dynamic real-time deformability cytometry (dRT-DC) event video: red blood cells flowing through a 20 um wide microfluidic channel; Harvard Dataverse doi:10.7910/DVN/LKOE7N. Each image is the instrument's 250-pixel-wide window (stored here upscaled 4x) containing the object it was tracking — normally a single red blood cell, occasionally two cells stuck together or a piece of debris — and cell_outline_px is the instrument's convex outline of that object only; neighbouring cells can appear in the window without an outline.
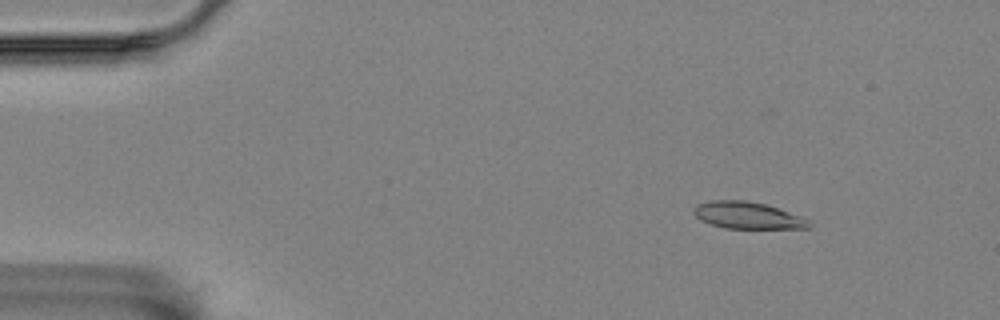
{"species": "Egyptian fruit bat (a non-hibernating species)", "species_latin": "Rousettus aegyptiacus", "temperature_condition": "room temperature", "stored_images_in_passage": 11, "segment_of_instrument_passage": [1, 2], "camera_frame_rate_fps": 3000, "um_per_image_px": 0.085, "animal": {"sex": "female"}, "frame": {"image": 1, "passage_image": 7, "time_ms": 2.0, "image_size_px": [1000, 320], "cell_outline_px": [[812, 228], [724, 228], [700, 220], [692, 212], [692, 208], [696, 204], [708, 200], [748, 200], [768, 204], [800, 216], [808, 220], [812, 224]], "centroid_in_image_um": [63.52, 18.29], "position_along_channel_um": 21.5, "area_um2": 18.26}}